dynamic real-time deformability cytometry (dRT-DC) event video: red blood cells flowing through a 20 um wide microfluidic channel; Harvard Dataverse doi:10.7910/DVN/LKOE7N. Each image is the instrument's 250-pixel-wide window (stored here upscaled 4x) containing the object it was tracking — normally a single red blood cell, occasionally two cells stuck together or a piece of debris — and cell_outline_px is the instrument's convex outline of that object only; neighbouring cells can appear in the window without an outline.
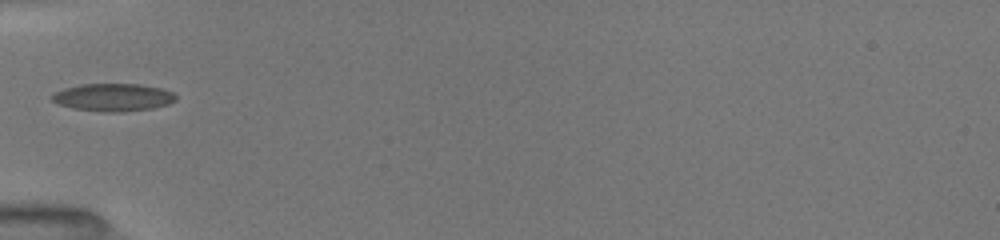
{"species": "common noctule bat (a hibernating species)", "species_latin": "Nyctalus noctula", "temperature_condition": "room temperature", "stored_images_in_passage": 27, "camera_frame_rate_fps": 3000, "um_per_image_px": 0.085, "animal": {"sex": "female", "body_mass_g": 19.5, "forearm_length_mm": 54.1}, "frame": {"image": 1, "passage_image": 1, "time_ms": 0.0, "image_size_px": [1000, 240], "cell_outline_px": [[176, 100], [168, 104], [152, 108], [120, 112], [108, 112], [72, 108], [60, 104], [52, 100], [48, 96], [64, 88], [80, 84], [140, 84], [164, 88], [172, 92], [176, 96]], "centroid_in_image_um": [9.62, 8.26], "position_along_channel_um": 75.4, "area_um2": 20.0}}
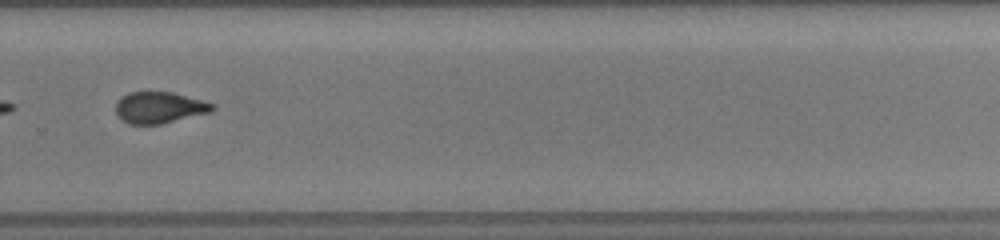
{"frame": {"image": 2, "passage_image": 20, "time_ms": 6.0, "image_size_px": [1000, 240], "cell_outline_px": [[216, 108], [208, 112], [160, 124], [128, 124], [116, 112], [116, 104], [128, 92], [172, 92], [216, 104]], "centroid_in_image_um": [13.56, 9.13], "position_along_channel_um": 316.2, "area_um2": 17.28}}
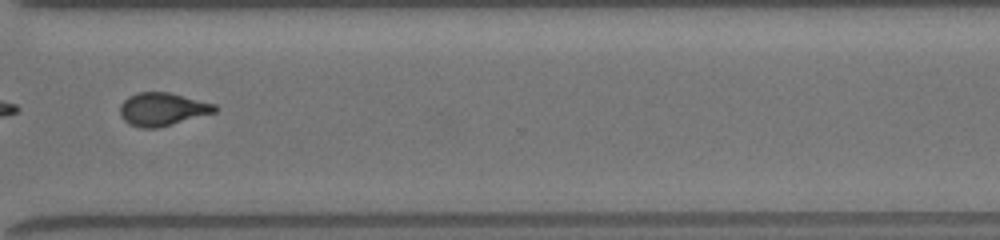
{"frame": {"image": 3, "passage_image": 26, "time_ms": 7.0, "image_size_px": [1000, 240], "cell_outline_px": [[220, 108], [216, 112], [156, 128], [140, 128], [128, 124], [120, 116], [120, 104], [128, 96], [136, 92], [168, 92], [216, 104]], "centroid_in_image_um": [13.79, 9.28], "position_along_channel_um": 356.8, "area_um2": 18.32}}